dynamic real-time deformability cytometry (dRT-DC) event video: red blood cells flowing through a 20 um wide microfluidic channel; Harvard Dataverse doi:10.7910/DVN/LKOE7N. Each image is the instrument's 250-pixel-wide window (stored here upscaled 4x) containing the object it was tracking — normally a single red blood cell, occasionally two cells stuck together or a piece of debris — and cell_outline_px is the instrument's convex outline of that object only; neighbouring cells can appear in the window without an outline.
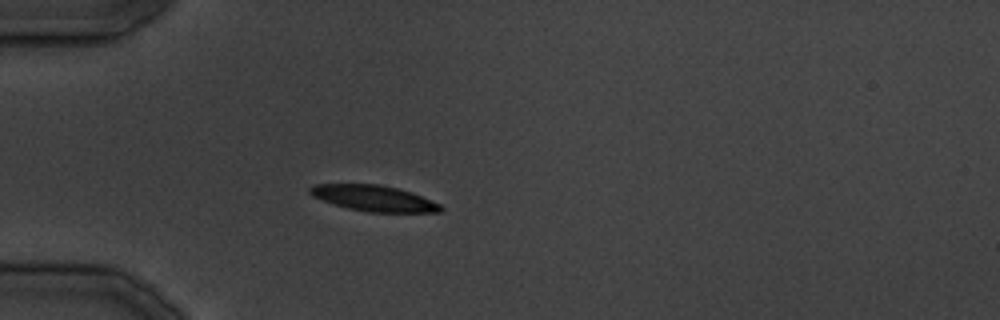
{"species": "common noctule bat (a hibernating species)", "species_latin": "Nyctalus noctula", "temperature_condition": "cold", "stored_images_in_passage": 19, "camera_frame_rate_fps": 3000, "um_per_image_px": 0.085, "animal": {"sex": "male", "body_mass_g": 19.5, "forearm_length_mm": 54.6}, "frame": {"image": 1, "passage_image": 11, "time_ms": 12.333, "image_size_px": [1000, 320], "cell_outline_px": [[444, 208], [440, 212], [368, 212], [348, 208], [312, 196], [308, 192], [308, 188], [312, 184], [380, 184], [412, 192], [440, 204]], "centroid_in_image_um": [31.77, 16.84], "position_along_channel_um": 53.2, "area_um2": 19.59}}
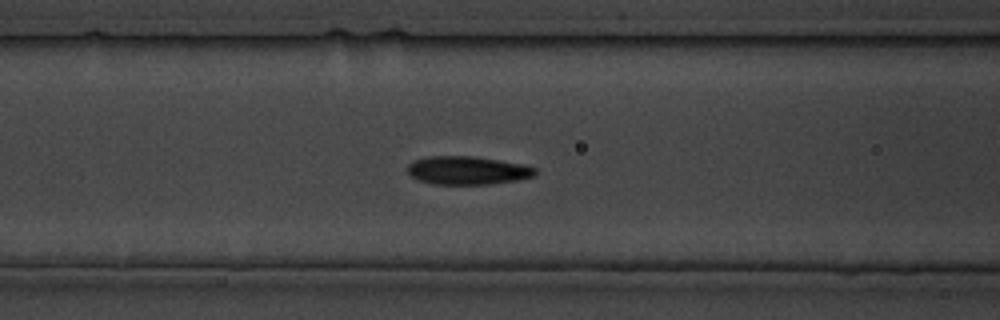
{"frame": {"image": 2, "passage_image": 16, "time_ms": 18.0, "image_size_px": [1000, 320], "cell_outline_px": [[536, 172], [532, 176], [516, 180], [488, 184], [432, 184], [420, 180], [412, 176], [408, 172], [408, 164], [412, 160], [428, 156], [476, 156], [524, 164], [536, 168]], "centroid_in_image_um": [39.72, 14.47], "position_along_channel_um": 126.9, "area_um2": 21.04}}
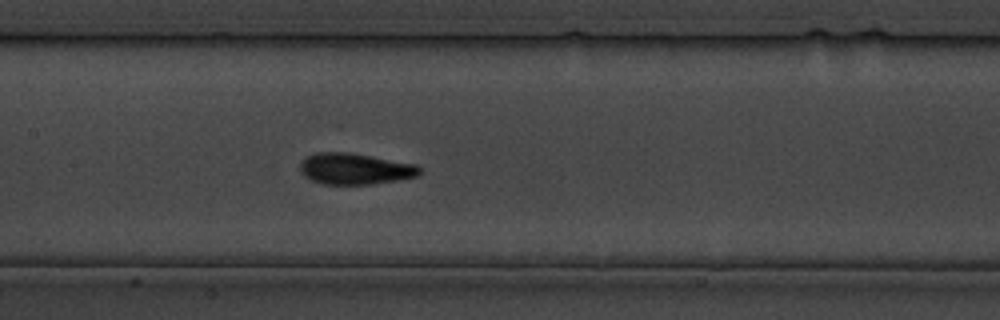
{"frame": {"image": 3, "passage_image": 19, "time_ms": 21.333, "image_size_px": [1000, 320], "cell_outline_px": [[424, 172], [420, 176], [372, 184], [324, 184], [312, 180], [304, 176], [300, 172], [300, 164], [304, 156], [316, 152], [348, 152], [416, 164]], "centroid_in_image_um": [30.17, 14.34], "position_along_channel_um": 177.2, "area_um2": 21.91}}